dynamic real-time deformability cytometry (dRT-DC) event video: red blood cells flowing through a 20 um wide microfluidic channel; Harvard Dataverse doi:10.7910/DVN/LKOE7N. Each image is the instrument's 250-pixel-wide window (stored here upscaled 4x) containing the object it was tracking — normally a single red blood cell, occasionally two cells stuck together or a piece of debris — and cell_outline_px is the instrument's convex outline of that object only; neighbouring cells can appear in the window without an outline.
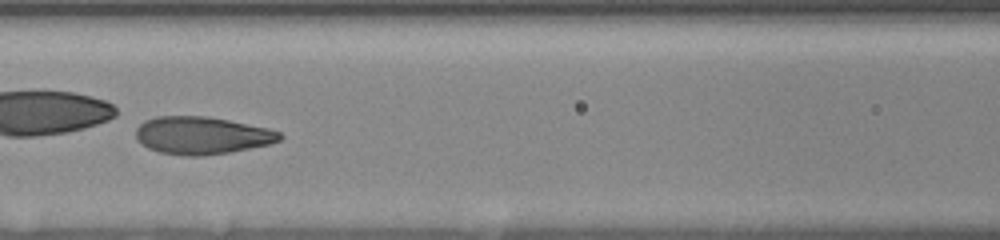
{"species": "human", "species_latin": "Homo sapiens", "temperature_condition": "room temperature", "stored_images_in_passage": 54, "camera_frame_rate_fps": 3000, "um_per_image_px": 0.085, "donor": {"sex": "female"}, "frame": {"image": 1, "passage_image": 24, "time_ms": 7.667, "image_size_px": [1000, 240], "cell_outline_px": [[284, 136], [280, 140], [268, 144], [228, 152], [204, 156], [184, 156], [160, 152], [148, 148], [140, 144], [136, 140], [136, 128], [144, 120], [156, 116], [208, 116], [268, 128], [280, 132]], "centroid_in_image_um": [17.11, 11.51], "position_along_channel_um": 149.5, "area_um2": 31.56}}
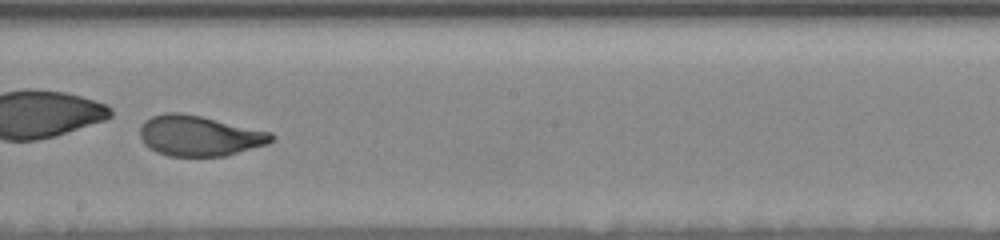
{"frame": {"image": 2, "passage_image": 31, "time_ms": 10.0, "image_size_px": [1000, 240], "cell_outline_px": [[276, 136], [268, 144], [224, 156], [168, 156], [156, 152], [148, 148], [144, 144], [140, 136], [140, 128], [144, 120], [152, 116], [164, 112], [180, 112], [200, 116], [272, 132]], "centroid_in_image_um": [16.92, 11.54], "position_along_channel_um": 231.3, "area_um2": 31.1}, "authors_computed_cell_mechanics": {"area_um2": 31.3854, "velocity_mm_per_s": 3.5089, "shape_relaxation_time_tau1_ms": 2.3916, "shape_relaxation_time_tau2_ms": 0.8893, "deformation_change_tau1": 0.2426, "deformation_change_tau2": 0.0559}}